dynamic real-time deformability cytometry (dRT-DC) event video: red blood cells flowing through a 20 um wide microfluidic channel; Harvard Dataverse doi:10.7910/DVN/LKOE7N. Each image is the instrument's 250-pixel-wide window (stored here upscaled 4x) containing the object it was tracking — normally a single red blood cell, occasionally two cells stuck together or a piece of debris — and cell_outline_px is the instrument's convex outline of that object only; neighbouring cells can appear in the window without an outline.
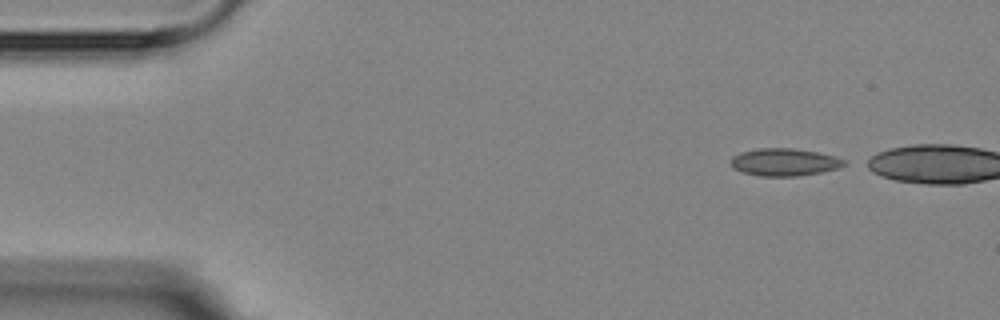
{"species": "Egyptian fruit bat (a non-hibernating species)", "species_latin": "Rousettus aegyptiacus", "temperature_condition": "room temperature", "stored_images_in_passage": 4, "camera_frame_rate_fps": 3000, "um_per_image_px": 0.085, "animal": {"sex": "female"}, "frame": {"image": 1, "passage_image": 1, "time_ms": 0.0, "image_size_px": [1000, 320], "cell_outline_px": [[848, 164], [840, 168], [820, 172], [796, 176], [760, 176], [744, 172], [732, 168], [728, 160], [732, 156], [740, 152], [756, 148], [792, 148], [816, 152], [836, 156], [844, 160]], "centroid_in_image_um": [66.64, 13.77], "position_along_channel_um": 18.4, "area_um2": 18.32}}